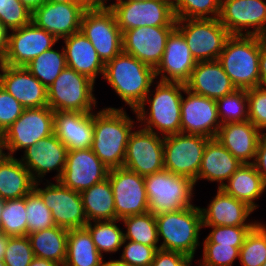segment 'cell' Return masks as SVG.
<instances>
[{"label":"cell","mask_w":266,"mask_h":266,"mask_svg":"<svg viewBox=\"0 0 266 266\" xmlns=\"http://www.w3.org/2000/svg\"><path fill=\"white\" fill-rule=\"evenodd\" d=\"M155 86V90L150 89L142 104L133 110L137 123L141 122L139 127L163 137L181 133V102L185 84L157 81ZM147 103L148 110L145 108Z\"/></svg>","instance_id":"obj_1"},{"label":"cell","mask_w":266,"mask_h":266,"mask_svg":"<svg viewBox=\"0 0 266 266\" xmlns=\"http://www.w3.org/2000/svg\"><path fill=\"white\" fill-rule=\"evenodd\" d=\"M124 108H103L94 112L91 150L108 169L123 167L128 138L135 123Z\"/></svg>","instance_id":"obj_2"},{"label":"cell","mask_w":266,"mask_h":266,"mask_svg":"<svg viewBox=\"0 0 266 266\" xmlns=\"http://www.w3.org/2000/svg\"><path fill=\"white\" fill-rule=\"evenodd\" d=\"M102 77L132 111L142 104L156 79L153 68L123 51L105 63Z\"/></svg>","instance_id":"obj_3"},{"label":"cell","mask_w":266,"mask_h":266,"mask_svg":"<svg viewBox=\"0 0 266 266\" xmlns=\"http://www.w3.org/2000/svg\"><path fill=\"white\" fill-rule=\"evenodd\" d=\"M261 45V36L231 35L226 40L218 61L237 89L259 86Z\"/></svg>","instance_id":"obj_4"},{"label":"cell","mask_w":266,"mask_h":266,"mask_svg":"<svg viewBox=\"0 0 266 266\" xmlns=\"http://www.w3.org/2000/svg\"><path fill=\"white\" fill-rule=\"evenodd\" d=\"M160 249L179 252L194 259L200 246L199 233L202 214L199 206H192L174 212L155 216Z\"/></svg>","instance_id":"obj_5"},{"label":"cell","mask_w":266,"mask_h":266,"mask_svg":"<svg viewBox=\"0 0 266 266\" xmlns=\"http://www.w3.org/2000/svg\"><path fill=\"white\" fill-rule=\"evenodd\" d=\"M148 210L155 216L194 206V181L165 169L144 177Z\"/></svg>","instance_id":"obj_6"},{"label":"cell","mask_w":266,"mask_h":266,"mask_svg":"<svg viewBox=\"0 0 266 266\" xmlns=\"http://www.w3.org/2000/svg\"><path fill=\"white\" fill-rule=\"evenodd\" d=\"M94 84L87 76L66 66L47 87L48 106L54 112H94L97 106Z\"/></svg>","instance_id":"obj_7"},{"label":"cell","mask_w":266,"mask_h":266,"mask_svg":"<svg viewBox=\"0 0 266 266\" xmlns=\"http://www.w3.org/2000/svg\"><path fill=\"white\" fill-rule=\"evenodd\" d=\"M176 28L197 62L218 60L231 36L219 18L176 19Z\"/></svg>","instance_id":"obj_8"},{"label":"cell","mask_w":266,"mask_h":266,"mask_svg":"<svg viewBox=\"0 0 266 266\" xmlns=\"http://www.w3.org/2000/svg\"><path fill=\"white\" fill-rule=\"evenodd\" d=\"M80 31L90 40L104 64L122 51L121 30L104 2L84 11Z\"/></svg>","instance_id":"obj_9"},{"label":"cell","mask_w":266,"mask_h":266,"mask_svg":"<svg viewBox=\"0 0 266 266\" xmlns=\"http://www.w3.org/2000/svg\"><path fill=\"white\" fill-rule=\"evenodd\" d=\"M107 6L121 33L142 26H176L172 0H116Z\"/></svg>","instance_id":"obj_10"},{"label":"cell","mask_w":266,"mask_h":266,"mask_svg":"<svg viewBox=\"0 0 266 266\" xmlns=\"http://www.w3.org/2000/svg\"><path fill=\"white\" fill-rule=\"evenodd\" d=\"M211 138L202 135L177 133L164 137V169L190 178L197 176L204 149Z\"/></svg>","instance_id":"obj_11"},{"label":"cell","mask_w":266,"mask_h":266,"mask_svg":"<svg viewBox=\"0 0 266 266\" xmlns=\"http://www.w3.org/2000/svg\"><path fill=\"white\" fill-rule=\"evenodd\" d=\"M42 189L40 181L35 182L34 190L41 196L45 205L51 210L56 226L66 229L84 228L88 223L84 213L80 192L64 186L56 180L55 184L46 180Z\"/></svg>","instance_id":"obj_12"},{"label":"cell","mask_w":266,"mask_h":266,"mask_svg":"<svg viewBox=\"0 0 266 266\" xmlns=\"http://www.w3.org/2000/svg\"><path fill=\"white\" fill-rule=\"evenodd\" d=\"M54 111L49 106L24 109L21 116L5 131L8 153L14 157L45 137L54 134Z\"/></svg>","instance_id":"obj_13"},{"label":"cell","mask_w":266,"mask_h":266,"mask_svg":"<svg viewBox=\"0 0 266 266\" xmlns=\"http://www.w3.org/2000/svg\"><path fill=\"white\" fill-rule=\"evenodd\" d=\"M138 129L129 135L123 167L145 177L164 169V137Z\"/></svg>","instance_id":"obj_14"},{"label":"cell","mask_w":266,"mask_h":266,"mask_svg":"<svg viewBox=\"0 0 266 266\" xmlns=\"http://www.w3.org/2000/svg\"><path fill=\"white\" fill-rule=\"evenodd\" d=\"M116 219L149 212L144 177L124 167L109 169Z\"/></svg>","instance_id":"obj_15"},{"label":"cell","mask_w":266,"mask_h":266,"mask_svg":"<svg viewBox=\"0 0 266 266\" xmlns=\"http://www.w3.org/2000/svg\"><path fill=\"white\" fill-rule=\"evenodd\" d=\"M219 21L230 35L262 37L266 32V0H221Z\"/></svg>","instance_id":"obj_16"},{"label":"cell","mask_w":266,"mask_h":266,"mask_svg":"<svg viewBox=\"0 0 266 266\" xmlns=\"http://www.w3.org/2000/svg\"><path fill=\"white\" fill-rule=\"evenodd\" d=\"M59 40L32 21L21 28L9 31L7 50L2 64L25 67L35 57L51 49Z\"/></svg>","instance_id":"obj_17"},{"label":"cell","mask_w":266,"mask_h":266,"mask_svg":"<svg viewBox=\"0 0 266 266\" xmlns=\"http://www.w3.org/2000/svg\"><path fill=\"white\" fill-rule=\"evenodd\" d=\"M176 26H142L122 33V51L154 70L159 65L168 36Z\"/></svg>","instance_id":"obj_18"},{"label":"cell","mask_w":266,"mask_h":266,"mask_svg":"<svg viewBox=\"0 0 266 266\" xmlns=\"http://www.w3.org/2000/svg\"><path fill=\"white\" fill-rule=\"evenodd\" d=\"M181 102V133L215 138L221 122L216 100L185 89Z\"/></svg>","instance_id":"obj_19"},{"label":"cell","mask_w":266,"mask_h":266,"mask_svg":"<svg viewBox=\"0 0 266 266\" xmlns=\"http://www.w3.org/2000/svg\"><path fill=\"white\" fill-rule=\"evenodd\" d=\"M109 169L91 148L67 152L66 165L58 180L64 186L82 192L107 179Z\"/></svg>","instance_id":"obj_20"},{"label":"cell","mask_w":266,"mask_h":266,"mask_svg":"<svg viewBox=\"0 0 266 266\" xmlns=\"http://www.w3.org/2000/svg\"><path fill=\"white\" fill-rule=\"evenodd\" d=\"M67 152V147L55 134H52L24 150L20 161L29 170L35 182H42L44 176L52 170L57 172L53 177L56 181L63 174Z\"/></svg>","instance_id":"obj_21"},{"label":"cell","mask_w":266,"mask_h":266,"mask_svg":"<svg viewBox=\"0 0 266 266\" xmlns=\"http://www.w3.org/2000/svg\"><path fill=\"white\" fill-rule=\"evenodd\" d=\"M197 61L194 59L183 34L175 27L166 41L162 59L155 69L159 81L186 84Z\"/></svg>","instance_id":"obj_22"},{"label":"cell","mask_w":266,"mask_h":266,"mask_svg":"<svg viewBox=\"0 0 266 266\" xmlns=\"http://www.w3.org/2000/svg\"><path fill=\"white\" fill-rule=\"evenodd\" d=\"M0 85L25 109L48 106L47 88L26 67L0 63Z\"/></svg>","instance_id":"obj_23"},{"label":"cell","mask_w":266,"mask_h":266,"mask_svg":"<svg viewBox=\"0 0 266 266\" xmlns=\"http://www.w3.org/2000/svg\"><path fill=\"white\" fill-rule=\"evenodd\" d=\"M84 9L74 3L46 2L32 13L31 21L61 40L80 31Z\"/></svg>","instance_id":"obj_24"},{"label":"cell","mask_w":266,"mask_h":266,"mask_svg":"<svg viewBox=\"0 0 266 266\" xmlns=\"http://www.w3.org/2000/svg\"><path fill=\"white\" fill-rule=\"evenodd\" d=\"M202 226H255L247 219L254 210L246 203L225 193L221 188L210 201L207 208H201Z\"/></svg>","instance_id":"obj_25"},{"label":"cell","mask_w":266,"mask_h":266,"mask_svg":"<svg viewBox=\"0 0 266 266\" xmlns=\"http://www.w3.org/2000/svg\"><path fill=\"white\" fill-rule=\"evenodd\" d=\"M94 112L58 111L54 113V134L68 151L91 148Z\"/></svg>","instance_id":"obj_26"},{"label":"cell","mask_w":266,"mask_h":266,"mask_svg":"<svg viewBox=\"0 0 266 266\" xmlns=\"http://www.w3.org/2000/svg\"><path fill=\"white\" fill-rule=\"evenodd\" d=\"M185 86L190 92L213 100L237 89L218 60L197 62Z\"/></svg>","instance_id":"obj_27"},{"label":"cell","mask_w":266,"mask_h":266,"mask_svg":"<svg viewBox=\"0 0 266 266\" xmlns=\"http://www.w3.org/2000/svg\"><path fill=\"white\" fill-rule=\"evenodd\" d=\"M262 133L249 120L231 122L221 125L215 139L242 164L254 163Z\"/></svg>","instance_id":"obj_28"},{"label":"cell","mask_w":266,"mask_h":266,"mask_svg":"<svg viewBox=\"0 0 266 266\" xmlns=\"http://www.w3.org/2000/svg\"><path fill=\"white\" fill-rule=\"evenodd\" d=\"M64 40L67 67L87 76L93 82L99 74L103 76L105 64L99 58L90 40L81 32L74 33Z\"/></svg>","instance_id":"obj_29"},{"label":"cell","mask_w":266,"mask_h":266,"mask_svg":"<svg viewBox=\"0 0 266 266\" xmlns=\"http://www.w3.org/2000/svg\"><path fill=\"white\" fill-rule=\"evenodd\" d=\"M241 165L219 141L211 138L204 149L197 182L205 179L219 183L218 188H221Z\"/></svg>","instance_id":"obj_30"},{"label":"cell","mask_w":266,"mask_h":266,"mask_svg":"<svg viewBox=\"0 0 266 266\" xmlns=\"http://www.w3.org/2000/svg\"><path fill=\"white\" fill-rule=\"evenodd\" d=\"M221 189L239 201L246 203L255 211L259 207L255 201L265 192L266 186L254 164L244 163L224 183Z\"/></svg>","instance_id":"obj_31"},{"label":"cell","mask_w":266,"mask_h":266,"mask_svg":"<svg viewBox=\"0 0 266 266\" xmlns=\"http://www.w3.org/2000/svg\"><path fill=\"white\" fill-rule=\"evenodd\" d=\"M35 181L29 170L16 157L10 156L0 165V198L25 197L34 189Z\"/></svg>","instance_id":"obj_32"},{"label":"cell","mask_w":266,"mask_h":266,"mask_svg":"<svg viewBox=\"0 0 266 266\" xmlns=\"http://www.w3.org/2000/svg\"><path fill=\"white\" fill-rule=\"evenodd\" d=\"M27 236L36 257L53 261L59 266L64 265L67 255L68 229L53 226Z\"/></svg>","instance_id":"obj_33"},{"label":"cell","mask_w":266,"mask_h":266,"mask_svg":"<svg viewBox=\"0 0 266 266\" xmlns=\"http://www.w3.org/2000/svg\"><path fill=\"white\" fill-rule=\"evenodd\" d=\"M88 222L116 220L114 196L109 179L80 192Z\"/></svg>","instance_id":"obj_34"},{"label":"cell","mask_w":266,"mask_h":266,"mask_svg":"<svg viewBox=\"0 0 266 266\" xmlns=\"http://www.w3.org/2000/svg\"><path fill=\"white\" fill-rule=\"evenodd\" d=\"M104 261L85 227L68 230L67 255L63 266H102Z\"/></svg>","instance_id":"obj_35"},{"label":"cell","mask_w":266,"mask_h":266,"mask_svg":"<svg viewBox=\"0 0 266 266\" xmlns=\"http://www.w3.org/2000/svg\"><path fill=\"white\" fill-rule=\"evenodd\" d=\"M55 50L53 47L35 57L25 67L46 88L49 87L62 70L67 66L64 48Z\"/></svg>","instance_id":"obj_36"},{"label":"cell","mask_w":266,"mask_h":266,"mask_svg":"<svg viewBox=\"0 0 266 266\" xmlns=\"http://www.w3.org/2000/svg\"><path fill=\"white\" fill-rule=\"evenodd\" d=\"M119 219L88 222L85 228L89 231L96 249L103 253L117 252L124 241V231L118 225Z\"/></svg>","instance_id":"obj_37"},{"label":"cell","mask_w":266,"mask_h":266,"mask_svg":"<svg viewBox=\"0 0 266 266\" xmlns=\"http://www.w3.org/2000/svg\"><path fill=\"white\" fill-rule=\"evenodd\" d=\"M126 231L124 239L135 241L146 246H160L158 240L155 215L147 212L140 215H131L120 220Z\"/></svg>","instance_id":"obj_38"},{"label":"cell","mask_w":266,"mask_h":266,"mask_svg":"<svg viewBox=\"0 0 266 266\" xmlns=\"http://www.w3.org/2000/svg\"><path fill=\"white\" fill-rule=\"evenodd\" d=\"M26 196L4 200L0 217V231L10 237L27 236Z\"/></svg>","instance_id":"obj_39"},{"label":"cell","mask_w":266,"mask_h":266,"mask_svg":"<svg viewBox=\"0 0 266 266\" xmlns=\"http://www.w3.org/2000/svg\"><path fill=\"white\" fill-rule=\"evenodd\" d=\"M239 261L242 266H262L266 262V224L258 222L247 234Z\"/></svg>","instance_id":"obj_40"},{"label":"cell","mask_w":266,"mask_h":266,"mask_svg":"<svg viewBox=\"0 0 266 266\" xmlns=\"http://www.w3.org/2000/svg\"><path fill=\"white\" fill-rule=\"evenodd\" d=\"M221 125L248 121L247 89H236L216 100Z\"/></svg>","instance_id":"obj_41"},{"label":"cell","mask_w":266,"mask_h":266,"mask_svg":"<svg viewBox=\"0 0 266 266\" xmlns=\"http://www.w3.org/2000/svg\"><path fill=\"white\" fill-rule=\"evenodd\" d=\"M221 0H172L176 19L219 18Z\"/></svg>","instance_id":"obj_42"},{"label":"cell","mask_w":266,"mask_h":266,"mask_svg":"<svg viewBox=\"0 0 266 266\" xmlns=\"http://www.w3.org/2000/svg\"><path fill=\"white\" fill-rule=\"evenodd\" d=\"M26 216L28 234L56 226L51 210L34 189L26 195Z\"/></svg>","instance_id":"obj_43"},{"label":"cell","mask_w":266,"mask_h":266,"mask_svg":"<svg viewBox=\"0 0 266 266\" xmlns=\"http://www.w3.org/2000/svg\"><path fill=\"white\" fill-rule=\"evenodd\" d=\"M203 246V258L197 260L199 266H233L239 259L240 247L215 243H203Z\"/></svg>","instance_id":"obj_44"},{"label":"cell","mask_w":266,"mask_h":266,"mask_svg":"<svg viewBox=\"0 0 266 266\" xmlns=\"http://www.w3.org/2000/svg\"><path fill=\"white\" fill-rule=\"evenodd\" d=\"M34 258L28 236L9 237L3 259L6 266H29Z\"/></svg>","instance_id":"obj_45"},{"label":"cell","mask_w":266,"mask_h":266,"mask_svg":"<svg viewBox=\"0 0 266 266\" xmlns=\"http://www.w3.org/2000/svg\"><path fill=\"white\" fill-rule=\"evenodd\" d=\"M31 16L32 13L20 0H0V22L9 31L29 24Z\"/></svg>","instance_id":"obj_46"},{"label":"cell","mask_w":266,"mask_h":266,"mask_svg":"<svg viewBox=\"0 0 266 266\" xmlns=\"http://www.w3.org/2000/svg\"><path fill=\"white\" fill-rule=\"evenodd\" d=\"M122 254L118 259L128 266H150L156 251L160 246H146L144 244L124 239Z\"/></svg>","instance_id":"obj_47"},{"label":"cell","mask_w":266,"mask_h":266,"mask_svg":"<svg viewBox=\"0 0 266 266\" xmlns=\"http://www.w3.org/2000/svg\"><path fill=\"white\" fill-rule=\"evenodd\" d=\"M212 228L203 243H215L241 247L254 226H202Z\"/></svg>","instance_id":"obj_48"},{"label":"cell","mask_w":266,"mask_h":266,"mask_svg":"<svg viewBox=\"0 0 266 266\" xmlns=\"http://www.w3.org/2000/svg\"><path fill=\"white\" fill-rule=\"evenodd\" d=\"M248 120L261 132L266 130V88L247 89Z\"/></svg>","instance_id":"obj_49"},{"label":"cell","mask_w":266,"mask_h":266,"mask_svg":"<svg viewBox=\"0 0 266 266\" xmlns=\"http://www.w3.org/2000/svg\"><path fill=\"white\" fill-rule=\"evenodd\" d=\"M23 105L0 85V131H5L23 113Z\"/></svg>","instance_id":"obj_50"},{"label":"cell","mask_w":266,"mask_h":266,"mask_svg":"<svg viewBox=\"0 0 266 266\" xmlns=\"http://www.w3.org/2000/svg\"><path fill=\"white\" fill-rule=\"evenodd\" d=\"M192 261L182 253L159 248L150 266H192Z\"/></svg>","instance_id":"obj_51"},{"label":"cell","mask_w":266,"mask_h":266,"mask_svg":"<svg viewBox=\"0 0 266 266\" xmlns=\"http://www.w3.org/2000/svg\"><path fill=\"white\" fill-rule=\"evenodd\" d=\"M253 164L262 177L264 185L266 186V133H262L259 138L256 158Z\"/></svg>","instance_id":"obj_52"},{"label":"cell","mask_w":266,"mask_h":266,"mask_svg":"<svg viewBox=\"0 0 266 266\" xmlns=\"http://www.w3.org/2000/svg\"><path fill=\"white\" fill-rule=\"evenodd\" d=\"M260 84L259 86L266 88V43L262 38L259 59Z\"/></svg>","instance_id":"obj_53"},{"label":"cell","mask_w":266,"mask_h":266,"mask_svg":"<svg viewBox=\"0 0 266 266\" xmlns=\"http://www.w3.org/2000/svg\"><path fill=\"white\" fill-rule=\"evenodd\" d=\"M48 2L52 3H74L81 6L84 10H89L94 8L98 3L99 0H47Z\"/></svg>","instance_id":"obj_54"},{"label":"cell","mask_w":266,"mask_h":266,"mask_svg":"<svg viewBox=\"0 0 266 266\" xmlns=\"http://www.w3.org/2000/svg\"><path fill=\"white\" fill-rule=\"evenodd\" d=\"M9 30L0 22V63L2 62L8 42Z\"/></svg>","instance_id":"obj_55"},{"label":"cell","mask_w":266,"mask_h":266,"mask_svg":"<svg viewBox=\"0 0 266 266\" xmlns=\"http://www.w3.org/2000/svg\"><path fill=\"white\" fill-rule=\"evenodd\" d=\"M4 150H7V153ZM9 157L4 132L0 131V165Z\"/></svg>","instance_id":"obj_56"},{"label":"cell","mask_w":266,"mask_h":266,"mask_svg":"<svg viewBox=\"0 0 266 266\" xmlns=\"http://www.w3.org/2000/svg\"><path fill=\"white\" fill-rule=\"evenodd\" d=\"M20 2L33 13L39 7H41L47 0H20Z\"/></svg>","instance_id":"obj_57"},{"label":"cell","mask_w":266,"mask_h":266,"mask_svg":"<svg viewBox=\"0 0 266 266\" xmlns=\"http://www.w3.org/2000/svg\"><path fill=\"white\" fill-rule=\"evenodd\" d=\"M29 266H59V265L53 261L35 256V258L31 261Z\"/></svg>","instance_id":"obj_58"},{"label":"cell","mask_w":266,"mask_h":266,"mask_svg":"<svg viewBox=\"0 0 266 266\" xmlns=\"http://www.w3.org/2000/svg\"><path fill=\"white\" fill-rule=\"evenodd\" d=\"M10 236H7L2 231H0V260L4 259V253L8 244V239Z\"/></svg>","instance_id":"obj_59"},{"label":"cell","mask_w":266,"mask_h":266,"mask_svg":"<svg viewBox=\"0 0 266 266\" xmlns=\"http://www.w3.org/2000/svg\"><path fill=\"white\" fill-rule=\"evenodd\" d=\"M102 266H128L127 264L121 263L119 260H110L102 264Z\"/></svg>","instance_id":"obj_60"},{"label":"cell","mask_w":266,"mask_h":266,"mask_svg":"<svg viewBox=\"0 0 266 266\" xmlns=\"http://www.w3.org/2000/svg\"><path fill=\"white\" fill-rule=\"evenodd\" d=\"M2 205H3V200L0 198V217H1Z\"/></svg>","instance_id":"obj_61"},{"label":"cell","mask_w":266,"mask_h":266,"mask_svg":"<svg viewBox=\"0 0 266 266\" xmlns=\"http://www.w3.org/2000/svg\"><path fill=\"white\" fill-rule=\"evenodd\" d=\"M107 1H109V0H104L103 2L106 3ZM128 1H138L139 2V1H148V0H128Z\"/></svg>","instance_id":"obj_62"},{"label":"cell","mask_w":266,"mask_h":266,"mask_svg":"<svg viewBox=\"0 0 266 266\" xmlns=\"http://www.w3.org/2000/svg\"><path fill=\"white\" fill-rule=\"evenodd\" d=\"M264 42L266 43V32L262 35Z\"/></svg>","instance_id":"obj_63"},{"label":"cell","mask_w":266,"mask_h":266,"mask_svg":"<svg viewBox=\"0 0 266 266\" xmlns=\"http://www.w3.org/2000/svg\"><path fill=\"white\" fill-rule=\"evenodd\" d=\"M0 266H6L3 260H0Z\"/></svg>","instance_id":"obj_64"}]
</instances>
